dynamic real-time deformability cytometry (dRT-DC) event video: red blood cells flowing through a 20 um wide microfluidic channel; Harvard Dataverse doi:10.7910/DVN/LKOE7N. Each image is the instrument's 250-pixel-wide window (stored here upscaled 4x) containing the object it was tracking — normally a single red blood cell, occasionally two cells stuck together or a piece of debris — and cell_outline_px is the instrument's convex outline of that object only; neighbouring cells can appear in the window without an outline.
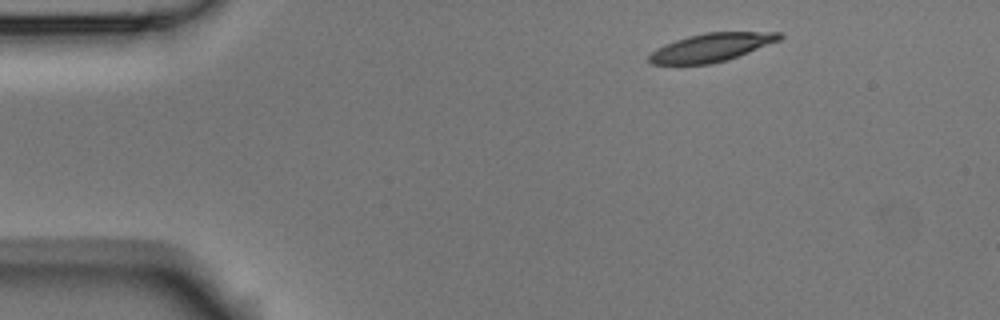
{"species": "Egyptian fruit bat (a non-hibernating species)", "species_latin": "Rousettus aegyptiacus", "temperature_condition": "room temperature", "stored_images_in_passage": 6, "segment_of_instrument_passage": [2, 2], "camera_frame_rate_fps": 3000, "um_per_image_px": 0.085, "animal": {"sex": "male"}, "frame": {"image": 1, "passage_image": 6, "time_ms": 1.667, "image_size_px": [1000, 320], "cell_outline_px": [[784, 36], [780, 40], [728, 60], [712, 64], [652, 64], [648, 60], [648, 56], [656, 48], [664, 44], [688, 36], [704, 32], [780, 32]], "centroid_in_image_um": [60.46, 4.03], "position_along_channel_um": 24.5, "area_um2": 21.5}}